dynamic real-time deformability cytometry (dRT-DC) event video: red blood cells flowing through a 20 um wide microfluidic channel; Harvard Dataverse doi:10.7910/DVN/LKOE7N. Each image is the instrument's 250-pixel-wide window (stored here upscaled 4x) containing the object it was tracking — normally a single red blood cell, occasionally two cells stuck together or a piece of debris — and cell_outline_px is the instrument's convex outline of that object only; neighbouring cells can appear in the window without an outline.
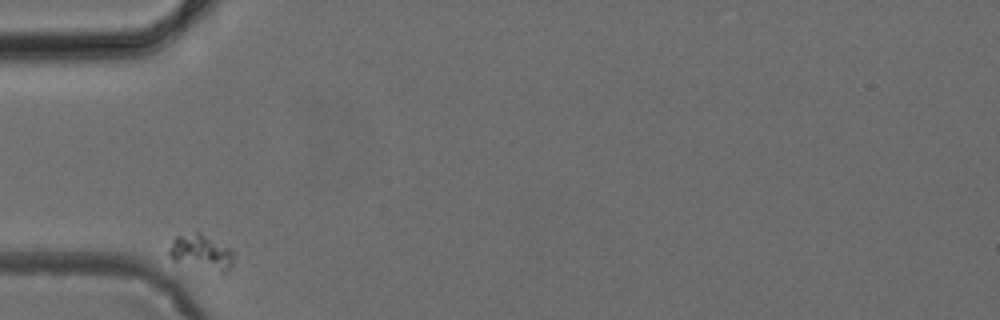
{"species": "common noctule bat (a hibernating species)", "species_latin": "Nyctalus noctula", "temperature_condition": "cold", "stored_images_in_passage": 30, "camera_frame_rate_fps": 3000, "um_per_image_px": 0.085, "animal": {"sex": "female", "body_mass_g": 24.6, "forearm_length_mm": 56.2}, "frame": {"image": 1, "passage_image": 1, "time_ms": 0.0, "image_size_px": [1000, 320], "cell_outline_px": [[236, 252], [232, 264], [228, 272], [220, 272], [172, 260], [168, 256], [168, 248], [172, 240], [176, 236], [196, 232], [200, 232], [232, 248]], "centroid_in_image_um": [17.14, 21.42], "position_along_channel_um": 67.9, "area_um2": 13.47}}
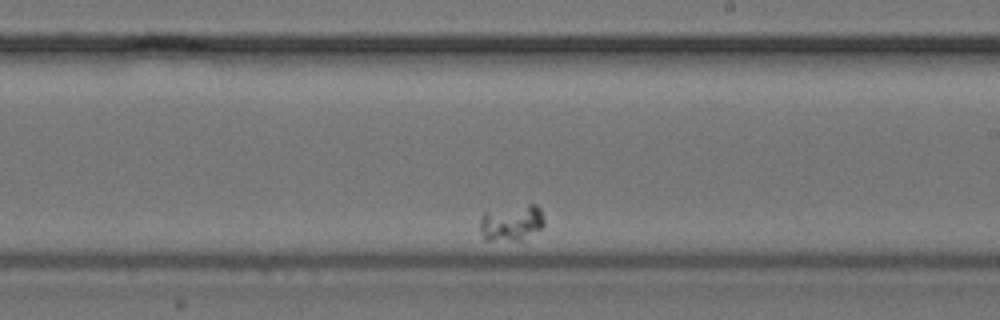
{"frame": {"image": 2, "passage_image": 18, "time_ms": 5.667, "image_size_px": [1000, 320], "cell_outline_px": [[544, 224], [540, 228], [520, 240], [484, 240], [480, 228], [480, 220], [484, 212], [528, 204], [536, 204], [540, 208], [544, 220]], "centroid_in_image_um": [43.47, 18.93], "position_along_channel_um": 245.5, "area_um2": 13.24}}
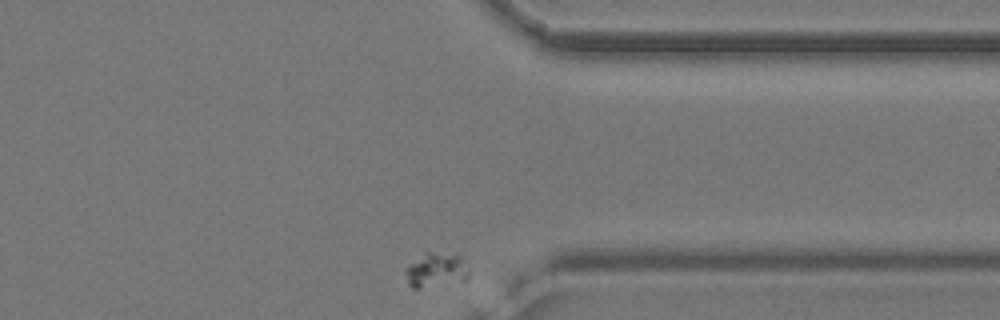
{"frame": {"image": 3, "passage_image": 30, "time_ms": 9.667, "image_size_px": [1000, 320], "cell_outline_px": [[468, 276], [464, 280], [420, 288], [412, 288], [408, 284], [404, 272], [408, 264], [424, 252], [428, 252], [460, 256], [464, 260], [468, 268]], "centroid_in_image_um": [37.01, 22.96], "position_along_channel_um": 374.4, "area_um2": 12.6}}